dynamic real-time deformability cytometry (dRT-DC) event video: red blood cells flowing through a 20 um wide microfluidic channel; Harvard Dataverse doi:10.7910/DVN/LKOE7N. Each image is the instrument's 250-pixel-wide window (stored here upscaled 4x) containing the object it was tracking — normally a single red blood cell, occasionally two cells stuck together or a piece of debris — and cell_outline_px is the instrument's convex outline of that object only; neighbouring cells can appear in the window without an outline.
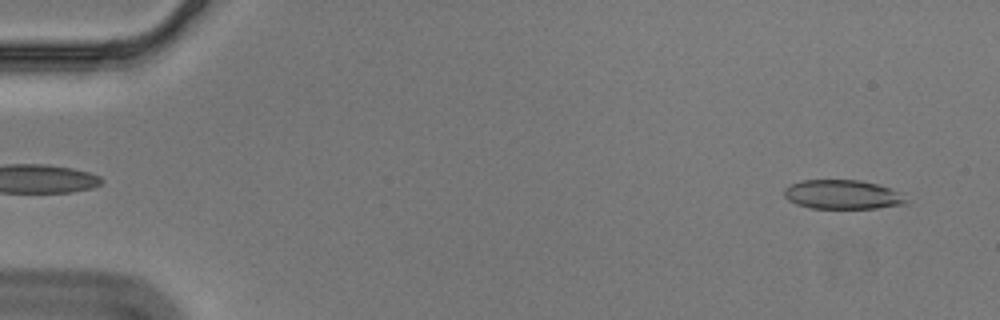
{"species": "Egyptian fruit bat (a non-hibernating species)", "species_latin": "Rousettus aegyptiacus", "temperature_condition": "cold", "stored_images_in_passage": 56, "camera_frame_rate_fps": 3000, "um_per_image_px": 0.085, "animal": {"sex": "male"}, "frame": {"image": 1, "passage_image": 3, "time_ms": 0.667, "image_size_px": [1000, 320], "cell_outline_px": [[908, 204], [876, 208], [812, 208], [796, 204], [788, 200], [784, 196], [784, 188], [800, 180], [860, 180], [892, 188], [900, 192], [908, 200]], "centroid_in_image_um": [71.64, 16.54], "position_along_channel_um": 13.4, "area_um2": 20.87}}
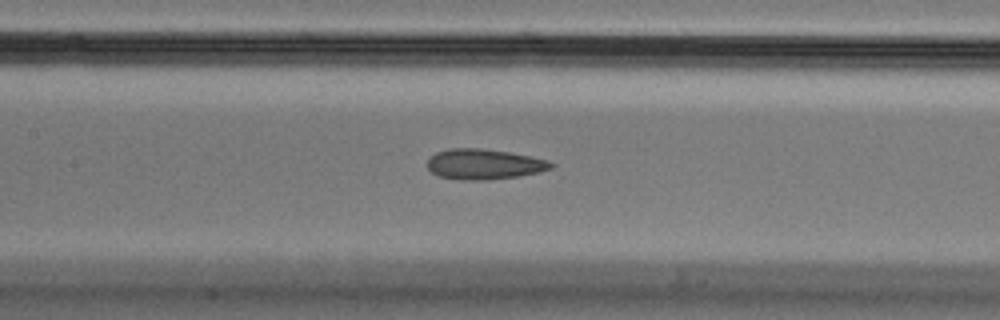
{"frame": {"image": 2, "passage_image": 26, "time_ms": 8.333, "image_size_px": [1000, 320], "cell_outline_px": [[556, 164], [552, 168], [540, 172], [520, 176], [488, 180], [464, 180], [440, 176], [432, 172], [428, 168], [428, 160], [436, 152], [448, 148], [480, 148], [508, 152], [548, 160]], "centroid_in_image_um": [41.17, 13.96], "position_along_channel_um": 166.2, "area_um2": 21.85}}
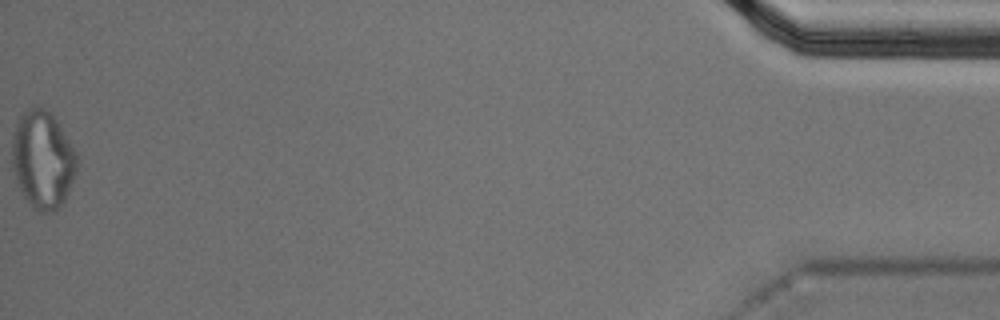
{"frame": {"image": 3, "passage_image": 56, "time_ms": 18.333, "image_size_px": [1000, 320], "cell_outline_px": [[76, 172], [64, 204], [56, 212], [36, 212], [28, 204], [20, 192], [12, 168], [12, 136], [16, 120], [28, 108], [44, 108], [56, 120], [72, 144], [76, 152]], "centroid_in_image_um": [3.61, 13.64], "position_along_channel_um": 431.6, "area_um2": 37.34}, "authors_computed_cell_mechanics": {"area_um2": 22.1374, "velocity_mm_per_s": 3.5683, "shape_relaxation_time_tau1_ms": null, "shape_relaxation_time_tau2_ms": 2.5251, "deformation_change_tau1": null, "deformation_change_tau2": 0.0905}}